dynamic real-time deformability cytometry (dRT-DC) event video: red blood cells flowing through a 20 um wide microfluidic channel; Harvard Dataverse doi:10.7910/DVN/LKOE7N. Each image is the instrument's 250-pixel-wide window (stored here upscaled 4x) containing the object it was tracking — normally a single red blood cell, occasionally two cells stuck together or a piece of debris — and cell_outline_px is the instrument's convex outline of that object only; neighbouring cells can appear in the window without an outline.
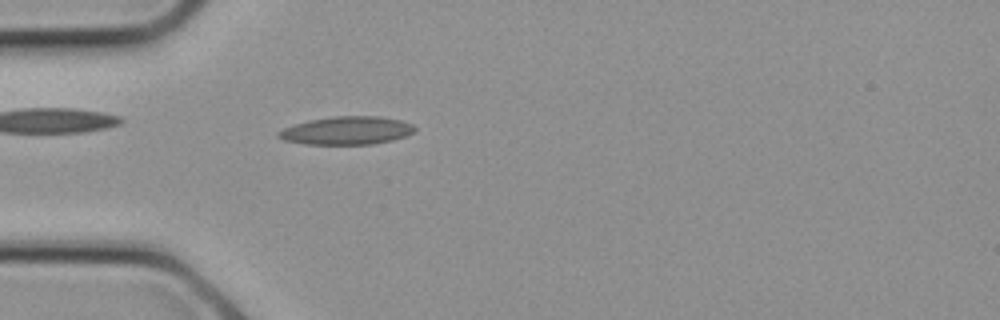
{"species": "common noctule bat (a hibernating species)", "species_latin": "Nyctalus noctula", "temperature_condition": "cold", "stored_images_in_passage": 20, "camera_frame_rate_fps": 3000, "um_per_image_px": 0.085, "animal": {"sex": "female", "body_mass_g": 21.9}, "frame": {"image": 1, "passage_image": 2, "time_ms": 0.333, "image_size_px": [1000, 320], "cell_outline_px": [[416, 128], [412, 132], [404, 136], [392, 140], [372, 144], [304, 144], [284, 140], [276, 136], [276, 132], [284, 128], [308, 120], [332, 116], [380, 116], [400, 120], [412, 124]], "centroid_in_image_um": [29.44, 11.09], "position_along_channel_um": 55.6, "area_um2": 22.25}}
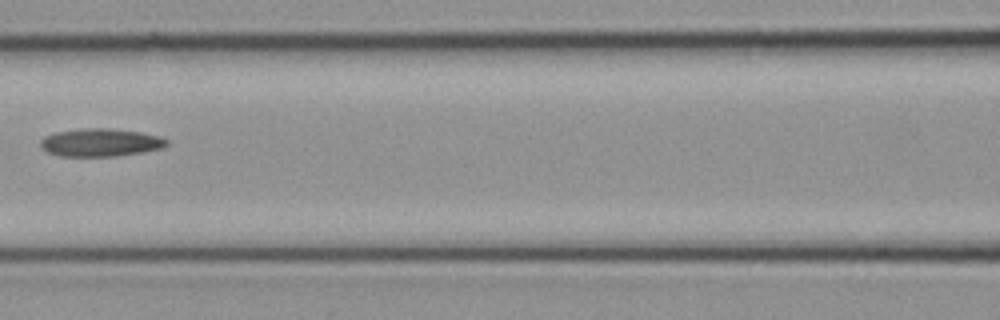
{"frame": {"image": 2, "passage_image": 6, "time_ms": 1.667, "image_size_px": [1000, 320], "cell_outline_px": [[168, 144], [160, 148], [140, 152], [116, 156], [60, 156], [48, 152], [40, 148], [40, 140], [44, 136], [56, 132], [84, 128], [108, 128], [140, 132], [160, 136], [168, 140]], "centroid_in_image_um": [8.5, 12.11], "position_along_channel_um": 158.1, "area_um2": 20.46}}
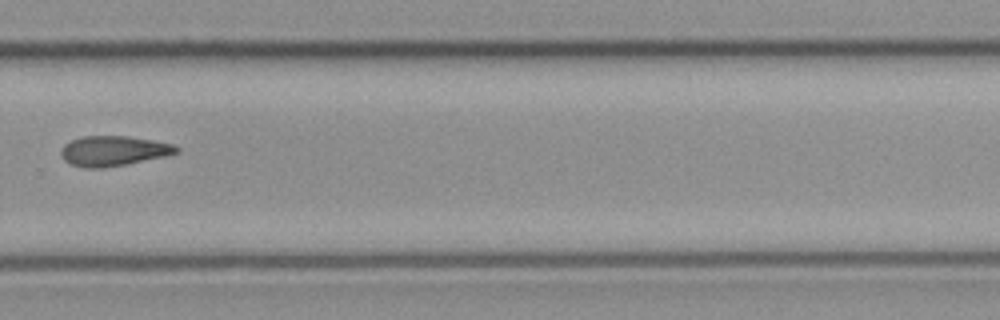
{"frame": {"image": 3, "passage_image": 12, "time_ms": 3.667, "image_size_px": [1000, 320], "cell_outline_px": [[180, 152], [164, 156], [104, 168], [84, 168], [72, 164], [64, 160], [60, 152], [60, 148], [64, 144], [72, 140], [84, 136], [128, 136], [152, 140], [172, 144], [180, 148]], "centroid_in_image_um": [9.62, 12.82], "position_along_channel_um": 320.2, "area_um2": 20.06}}